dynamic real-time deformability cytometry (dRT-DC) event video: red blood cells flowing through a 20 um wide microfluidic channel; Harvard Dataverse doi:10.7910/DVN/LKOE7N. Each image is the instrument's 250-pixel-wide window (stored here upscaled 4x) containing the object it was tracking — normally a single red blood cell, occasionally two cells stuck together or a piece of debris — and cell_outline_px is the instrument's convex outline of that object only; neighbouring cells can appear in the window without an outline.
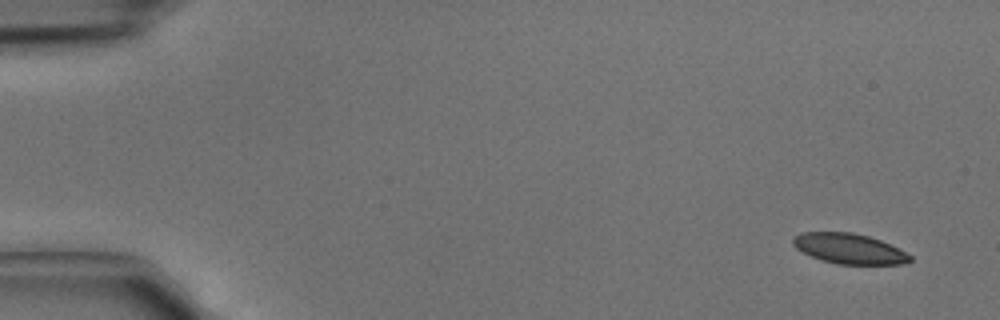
{"species": "common noctule bat (a hibernating species)", "species_latin": "Nyctalus noctula", "temperature_condition": "cold", "stored_images_in_passage": 4, "camera_frame_rate_fps": 3000, "um_per_image_px": 0.085, "animal": {"sex": "male", "body_mass_g": 15.6}, "frame": {"image": 1, "passage_image": 1, "time_ms": 0.0, "image_size_px": [1000, 320], "cell_outline_px": [[912, 260], [904, 264], [836, 264], [812, 256], [796, 248], [792, 244], [792, 236], [800, 232], [852, 232], [868, 236], [880, 240], [912, 256]], "centroid_in_image_um": [72.14, 21.12], "position_along_channel_um": 12.9, "area_um2": 20.46}}
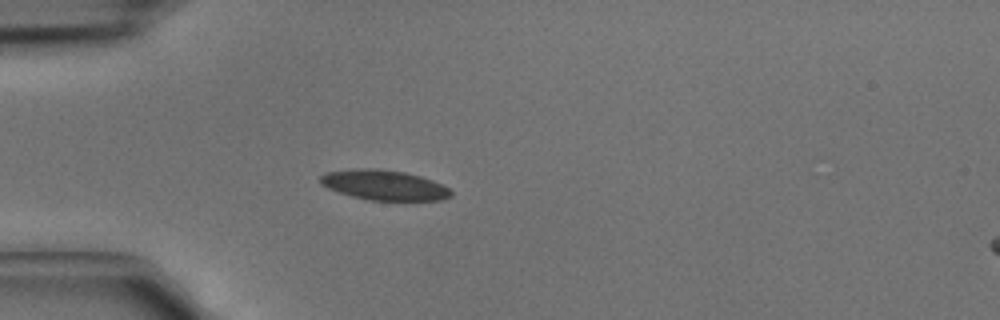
{"frame": {"image": 2, "passage_image": 4, "time_ms": 1.0, "image_size_px": [1000, 320], "cell_outline_px": [[452, 196], [440, 200], [368, 200], [352, 196], [328, 188], [320, 184], [320, 176], [324, 172], [356, 168], [376, 168], [404, 172], [420, 176], [432, 180], [448, 188], [452, 192]], "centroid_in_image_um": [32.62, 15.72], "position_along_channel_um": 52.4, "area_um2": 22.83}}